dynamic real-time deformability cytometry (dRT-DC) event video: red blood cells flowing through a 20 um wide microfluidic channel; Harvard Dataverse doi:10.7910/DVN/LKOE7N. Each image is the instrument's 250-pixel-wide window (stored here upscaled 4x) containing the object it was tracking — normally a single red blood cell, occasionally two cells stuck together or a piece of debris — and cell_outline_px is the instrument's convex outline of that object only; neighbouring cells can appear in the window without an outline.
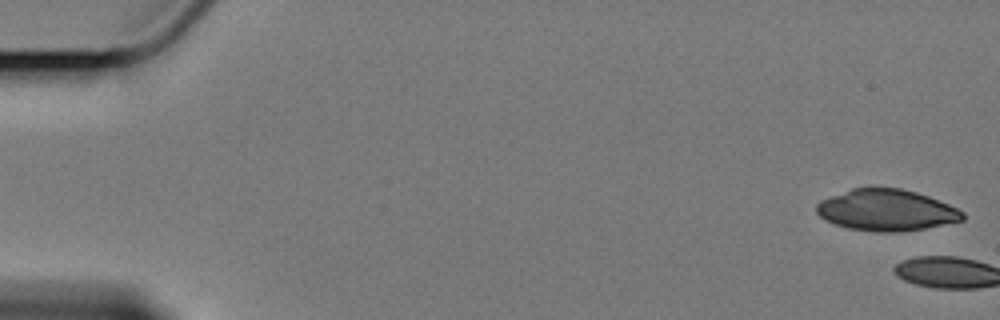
{"species": "Egyptian fruit bat (a non-hibernating species)", "species_latin": "Rousettus aegyptiacus", "temperature_condition": "cold", "stored_images_in_passage": 4, "camera_frame_rate_fps": 3000, "um_per_image_px": 0.085, "animal": {"sex": "female"}, "frame": {"image": 1, "passage_image": 1, "time_ms": 0.0, "image_size_px": [1000, 320], "cell_outline_px": [[964, 220], [924, 228], [896, 232], [880, 232], [848, 228], [836, 224], [820, 216], [816, 212], [816, 204], [820, 200], [852, 188], [868, 184], [876, 184], [900, 188], [916, 192], [928, 196], [948, 204], [964, 212]], "centroid_in_image_um": [75.32, 17.81], "position_along_channel_um": 9.7, "area_um2": 35.66}}